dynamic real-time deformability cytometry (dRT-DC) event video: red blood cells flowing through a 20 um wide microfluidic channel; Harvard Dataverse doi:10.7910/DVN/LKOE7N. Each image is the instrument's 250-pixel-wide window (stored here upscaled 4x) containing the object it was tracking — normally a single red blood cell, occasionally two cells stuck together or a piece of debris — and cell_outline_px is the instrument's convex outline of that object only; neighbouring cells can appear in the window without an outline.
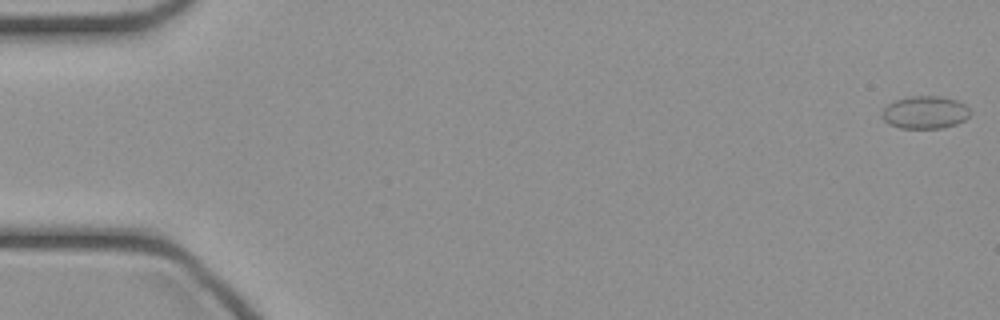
{"species": "common noctule bat (a hibernating species)", "species_latin": "Nyctalus noctula", "temperature_condition": "cold", "stored_images_in_passage": 7, "camera_frame_rate_fps": 3000, "um_per_image_px": 0.085, "animal": {"sex": "female", "body_mass_g": 21.9}, "frame": {"image": 1, "passage_image": 1, "time_ms": 0.0, "image_size_px": [1000, 320], "cell_outline_px": [[972, 112], [964, 120], [956, 124], [944, 128], [900, 128], [888, 124], [880, 116], [880, 112], [888, 104], [896, 100], [912, 96], [940, 96], [956, 100], [964, 104]], "centroid_in_image_um": [78.61, 9.56], "position_along_channel_um": 6.4, "area_um2": 16.88}}